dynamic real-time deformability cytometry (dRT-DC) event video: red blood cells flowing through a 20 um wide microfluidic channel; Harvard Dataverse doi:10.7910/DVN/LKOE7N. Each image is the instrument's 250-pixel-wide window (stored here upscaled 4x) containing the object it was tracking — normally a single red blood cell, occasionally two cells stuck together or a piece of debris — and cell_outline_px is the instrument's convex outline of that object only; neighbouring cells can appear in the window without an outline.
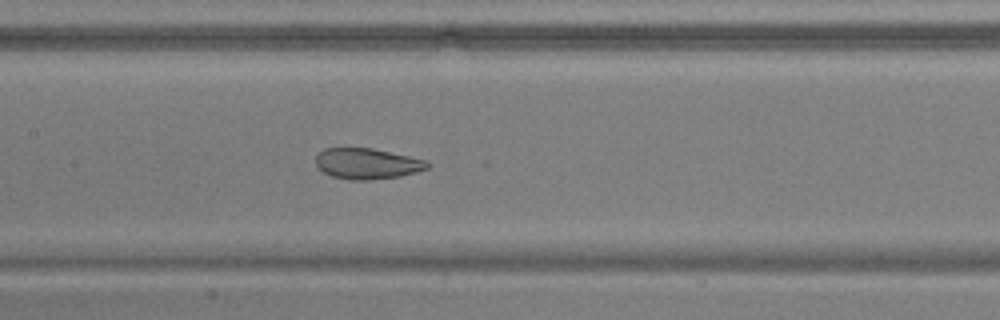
{"species": "common noctule bat (a hibernating species)", "species_latin": "Nyctalus noctula", "temperature_condition": "warm", "stored_images_in_passage": 54, "camera_frame_rate_fps": 3000, "um_per_image_px": 0.085, "animal": {"sex": "male", "body_mass_g": 17.9, "forearm_length_mm": 54.2}, "frame": {"image": 1, "passage_image": 27, "time_ms": 8.667, "image_size_px": [1000, 320], "cell_outline_px": [[432, 164], [428, 168], [416, 172], [400, 176], [368, 180], [352, 180], [332, 176], [316, 168], [316, 156], [324, 148], [372, 148], [428, 160]], "centroid_in_image_um": [31.22, 13.91], "position_along_channel_um": 176.2, "area_um2": 20.11}}
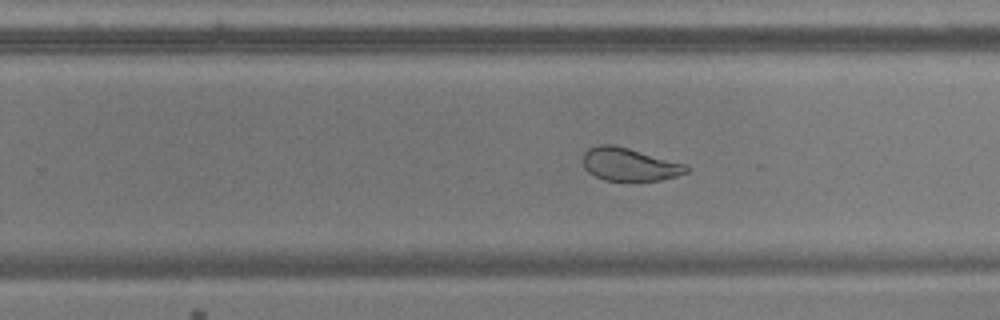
{"frame": {"image": 2, "passage_image": 35, "time_ms": 11.333, "image_size_px": [1000, 320], "cell_outline_px": [[692, 168], [688, 172], [676, 176], [660, 180], [604, 180], [588, 172], [584, 168], [584, 152], [588, 148], [600, 144], [612, 144], [628, 148], [688, 164]], "centroid_in_image_um": [53.54, 13.96], "position_along_channel_um": 276.3, "area_um2": 19.88}}
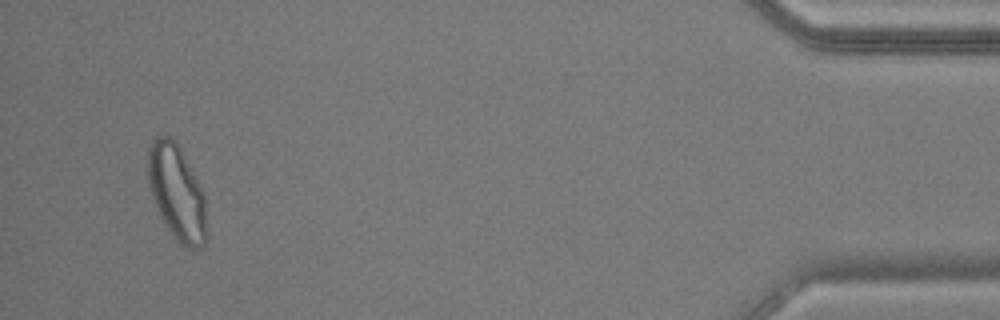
{"frame": {"image": 3, "passage_image": 52, "time_ms": 17.0, "image_size_px": [1000, 320], "cell_outline_px": [[208, 240], [200, 248], [192, 252], [184, 248], [176, 240], [164, 224], [152, 200], [148, 180], [148, 148], [152, 140], [156, 136], [168, 136], [176, 140], [204, 192]], "centroid_in_image_um": [15.05, 16.43], "position_along_channel_um": 420.2, "area_um2": 33.35}, "authors_computed_cell_mechanics": {"area_um2": 27.4839, "velocity_mm_per_s": 3.7637, "shape_relaxation_time_tau1_ms": null, "shape_relaxation_time_tau2_ms": 1.3897, "deformation_change_tau1": null, "deformation_change_tau2": 0.0748}}